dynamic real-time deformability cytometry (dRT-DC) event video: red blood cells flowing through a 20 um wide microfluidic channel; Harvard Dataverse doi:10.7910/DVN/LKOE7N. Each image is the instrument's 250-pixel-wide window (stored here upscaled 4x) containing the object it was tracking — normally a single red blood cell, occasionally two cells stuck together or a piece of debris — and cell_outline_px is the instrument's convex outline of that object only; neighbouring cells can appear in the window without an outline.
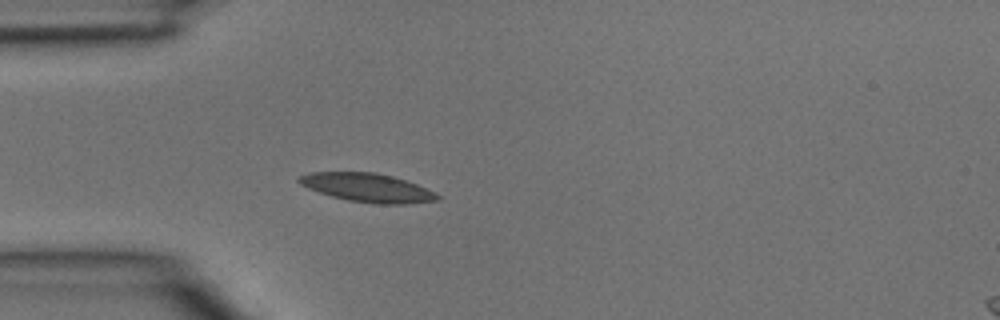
{"species": "common noctule bat (a hibernating species)", "species_latin": "Nyctalus noctula", "temperature_condition": "room temperature", "stored_images_in_passage": 4, "camera_frame_rate_fps": 3000, "um_per_image_px": 0.085, "animal": {"sex": "male", "body_mass_g": 15.6}, "frame": {"image": 1, "passage_image": 4, "time_ms": 1.0, "image_size_px": [1000, 320], "cell_outline_px": [[440, 200], [408, 204], [376, 204], [348, 200], [332, 196], [308, 188], [300, 184], [296, 180], [300, 176], [308, 172], [376, 172], [392, 176], [416, 184], [436, 192], [440, 196]], "centroid_in_image_um": [31.25, 15.95], "position_along_channel_um": 53.7, "area_um2": 23.12}}